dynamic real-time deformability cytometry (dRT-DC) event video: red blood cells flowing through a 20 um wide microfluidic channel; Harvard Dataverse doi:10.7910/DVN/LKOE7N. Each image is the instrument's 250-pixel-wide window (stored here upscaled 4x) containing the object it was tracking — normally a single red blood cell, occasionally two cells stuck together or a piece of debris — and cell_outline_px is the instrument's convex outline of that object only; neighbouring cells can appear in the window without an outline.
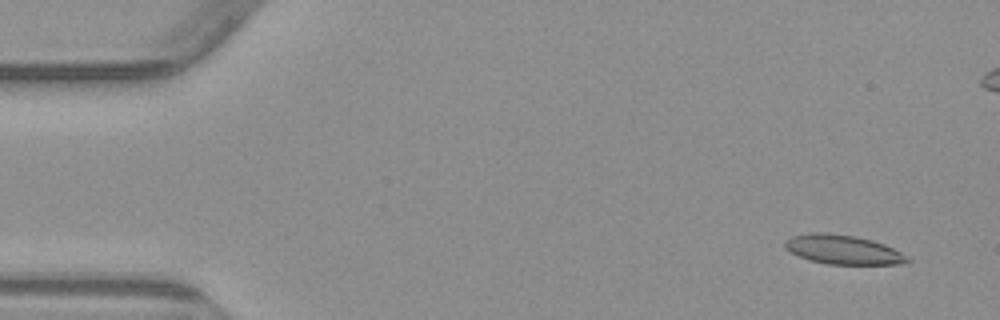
{"species": "common noctule bat (a hibernating species)", "species_latin": "Nyctalus noctula", "temperature_condition": "warm", "stored_images_in_passage": 6, "camera_frame_rate_fps": 3000, "um_per_image_px": 0.085, "animal": {"sex": "male", "body_mass_g": 23.1, "forearm_length_mm": 52.7}, "frame": {"image": 1, "passage_image": 1, "time_ms": 0.0, "image_size_px": [1000, 320], "cell_outline_px": [[912, 260], [900, 264], [828, 264], [808, 260], [784, 248], [784, 244], [792, 236], [812, 232], [824, 232], [856, 236], [872, 240], [884, 244], [900, 252]], "centroid_in_image_um": [71.65, 21.21], "position_along_channel_um": 13.4, "area_um2": 20.69}}
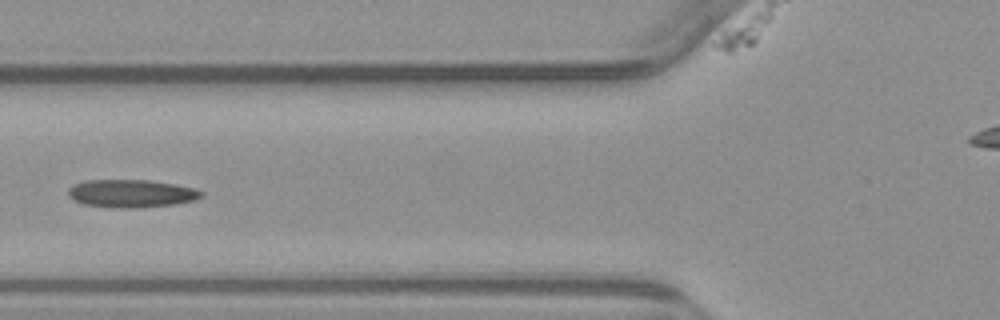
{"frame": {"image": 2, "passage_image": 5, "time_ms": 5.667, "image_size_px": [1000, 320], "cell_outline_px": [[204, 192], [196, 200], [172, 204], [140, 208], [112, 208], [84, 204], [68, 196], [68, 188], [72, 184], [84, 180], [148, 180], [176, 184], [192, 188]], "centroid_in_image_um": [11.12, 16.44], "position_along_channel_um": 114.7, "area_um2": 21.68}}
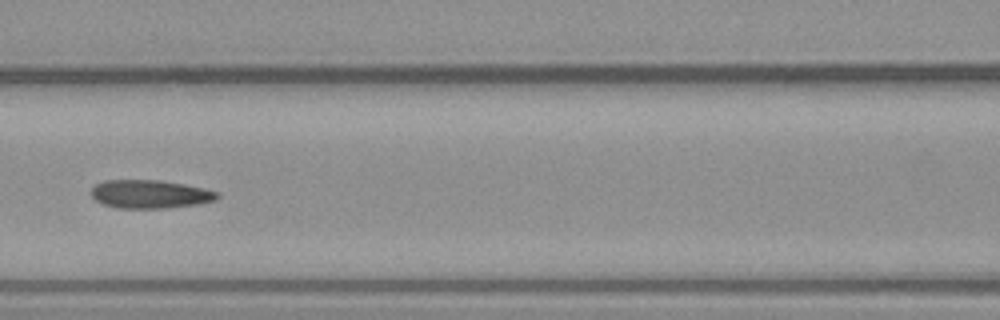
{"frame": {"image": 3, "passage_image": 6, "time_ms": 6.667, "image_size_px": [1000, 320], "cell_outline_px": [[220, 196], [216, 200], [200, 204], [168, 208], [116, 208], [104, 204], [96, 200], [92, 196], [92, 188], [96, 184], [104, 180], [160, 180], [184, 184], [204, 188], [220, 192]], "centroid_in_image_um": [12.8, 16.5], "position_along_channel_um": 153.8, "area_um2": 20.98}}